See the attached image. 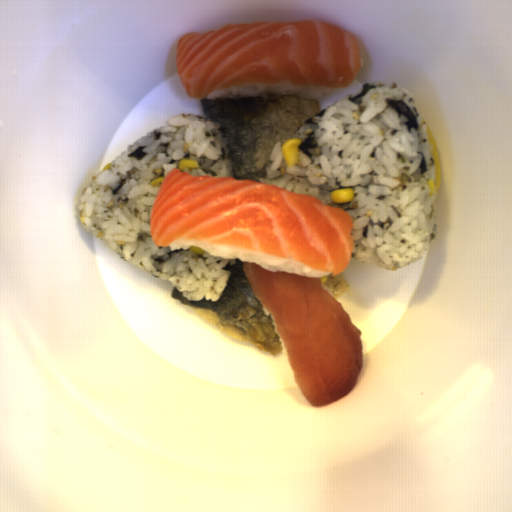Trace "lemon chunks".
Listing matches in <instances>:
<instances>
[{
	"label": "lemon chunks",
	"mask_w": 512,
	"mask_h": 512,
	"mask_svg": "<svg viewBox=\"0 0 512 512\" xmlns=\"http://www.w3.org/2000/svg\"><path fill=\"white\" fill-rule=\"evenodd\" d=\"M426 127V132L428 136L429 145L432 150L433 161H434V171H435V199L438 198L439 189L441 184L442 172H441V164H440V156L439 150L435 138V134L432 129L428 126L426 122H423Z\"/></svg>",
	"instance_id": "lemon-chunks-1"
}]
</instances>
